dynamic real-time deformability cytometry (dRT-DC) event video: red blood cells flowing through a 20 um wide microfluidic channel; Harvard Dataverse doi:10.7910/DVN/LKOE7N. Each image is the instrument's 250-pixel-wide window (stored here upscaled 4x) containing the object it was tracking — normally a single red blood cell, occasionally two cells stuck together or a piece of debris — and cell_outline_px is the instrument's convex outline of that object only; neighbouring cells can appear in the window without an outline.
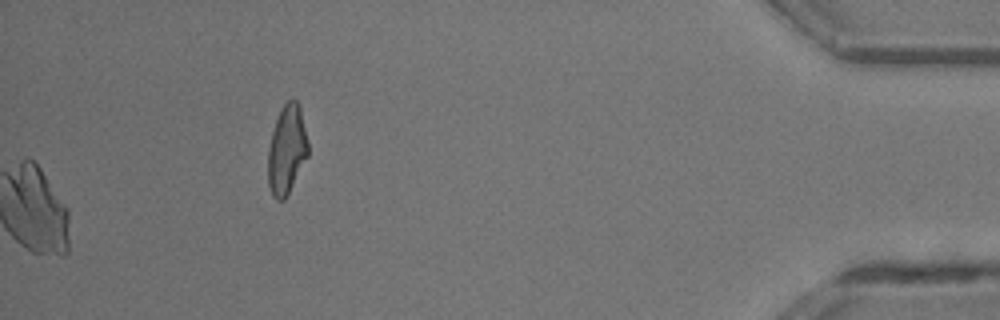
{"species": "common noctule bat (a hibernating species)", "species_latin": "Nyctalus noctula", "temperature_condition": "room temperature", "stored_images_in_passage": 47, "camera_frame_rate_fps": 3000, "um_per_image_px": 0.085, "animal": {"sex": "male", "body_mass_g": 13.3}, "frame": {"image": 1, "passage_image": 47, "time_ms": 15.333, "image_size_px": [1000, 320], "cell_outline_px": [[308, 156], [284, 200], [276, 200], [272, 196], [268, 184], [268, 148], [272, 132], [276, 120], [284, 104], [292, 96], [300, 104], [308, 140]], "centroid_in_image_um": [24.38, 12.7], "position_along_channel_um": 410.8, "area_um2": 20.87}}